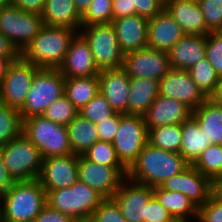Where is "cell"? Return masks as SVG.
Instances as JSON below:
<instances>
[{
    "mask_svg": "<svg viewBox=\"0 0 222 222\" xmlns=\"http://www.w3.org/2000/svg\"><path fill=\"white\" fill-rule=\"evenodd\" d=\"M189 165L180 153L156 148L147 143L128 169L127 178L153 188L179 174Z\"/></svg>",
    "mask_w": 222,
    "mask_h": 222,
    "instance_id": "cell-1",
    "label": "cell"
},
{
    "mask_svg": "<svg viewBox=\"0 0 222 222\" xmlns=\"http://www.w3.org/2000/svg\"><path fill=\"white\" fill-rule=\"evenodd\" d=\"M46 205L39 179L15 182L0 197L1 222H33Z\"/></svg>",
    "mask_w": 222,
    "mask_h": 222,
    "instance_id": "cell-2",
    "label": "cell"
},
{
    "mask_svg": "<svg viewBox=\"0 0 222 222\" xmlns=\"http://www.w3.org/2000/svg\"><path fill=\"white\" fill-rule=\"evenodd\" d=\"M77 33L68 27L44 25L20 56L37 68L58 69Z\"/></svg>",
    "mask_w": 222,
    "mask_h": 222,
    "instance_id": "cell-3",
    "label": "cell"
},
{
    "mask_svg": "<svg viewBox=\"0 0 222 222\" xmlns=\"http://www.w3.org/2000/svg\"><path fill=\"white\" fill-rule=\"evenodd\" d=\"M104 198L79 180L71 187L46 193V204L70 216L76 222H89L94 210Z\"/></svg>",
    "mask_w": 222,
    "mask_h": 222,
    "instance_id": "cell-4",
    "label": "cell"
},
{
    "mask_svg": "<svg viewBox=\"0 0 222 222\" xmlns=\"http://www.w3.org/2000/svg\"><path fill=\"white\" fill-rule=\"evenodd\" d=\"M22 132L37 147L43 159L73 154L66 126L43 115L24 119Z\"/></svg>",
    "mask_w": 222,
    "mask_h": 222,
    "instance_id": "cell-5",
    "label": "cell"
},
{
    "mask_svg": "<svg viewBox=\"0 0 222 222\" xmlns=\"http://www.w3.org/2000/svg\"><path fill=\"white\" fill-rule=\"evenodd\" d=\"M65 77L59 69L39 68L33 77L26 101L19 109L22 121L42 115L46 108L64 95Z\"/></svg>",
    "mask_w": 222,
    "mask_h": 222,
    "instance_id": "cell-6",
    "label": "cell"
},
{
    "mask_svg": "<svg viewBox=\"0 0 222 222\" xmlns=\"http://www.w3.org/2000/svg\"><path fill=\"white\" fill-rule=\"evenodd\" d=\"M2 151L5 167L15 182L39 178L43 157L23 132L3 145Z\"/></svg>",
    "mask_w": 222,
    "mask_h": 222,
    "instance_id": "cell-7",
    "label": "cell"
},
{
    "mask_svg": "<svg viewBox=\"0 0 222 222\" xmlns=\"http://www.w3.org/2000/svg\"><path fill=\"white\" fill-rule=\"evenodd\" d=\"M79 33L88 42L99 71L122 67L124 53L112 23L81 26Z\"/></svg>",
    "mask_w": 222,
    "mask_h": 222,
    "instance_id": "cell-8",
    "label": "cell"
},
{
    "mask_svg": "<svg viewBox=\"0 0 222 222\" xmlns=\"http://www.w3.org/2000/svg\"><path fill=\"white\" fill-rule=\"evenodd\" d=\"M41 15L8 5L0 9V33L21 53L43 28Z\"/></svg>",
    "mask_w": 222,
    "mask_h": 222,
    "instance_id": "cell-9",
    "label": "cell"
},
{
    "mask_svg": "<svg viewBox=\"0 0 222 222\" xmlns=\"http://www.w3.org/2000/svg\"><path fill=\"white\" fill-rule=\"evenodd\" d=\"M148 143L144 117L121 114L119 129L112 142L121 163L129 169Z\"/></svg>",
    "mask_w": 222,
    "mask_h": 222,
    "instance_id": "cell-10",
    "label": "cell"
},
{
    "mask_svg": "<svg viewBox=\"0 0 222 222\" xmlns=\"http://www.w3.org/2000/svg\"><path fill=\"white\" fill-rule=\"evenodd\" d=\"M38 69L21 56L11 61L0 82V101L8 107L19 110L26 101L34 74Z\"/></svg>",
    "mask_w": 222,
    "mask_h": 222,
    "instance_id": "cell-11",
    "label": "cell"
},
{
    "mask_svg": "<svg viewBox=\"0 0 222 222\" xmlns=\"http://www.w3.org/2000/svg\"><path fill=\"white\" fill-rule=\"evenodd\" d=\"M126 167H112L87 160L83 155L78 157L79 181L90 186L103 198H111L127 178Z\"/></svg>",
    "mask_w": 222,
    "mask_h": 222,
    "instance_id": "cell-12",
    "label": "cell"
},
{
    "mask_svg": "<svg viewBox=\"0 0 222 222\" xmlns=\"http://www.w3.org/2000/svg\"><path fill=\"white\" fill-rule=\"evenodd\" d=\"M122 68L130 78L159 81L171 67L168 52L145 47L124 54Z\"/></svg>",
    "mask_w": 222,
    "mask_h": 222,
    "instance_id": "cell-13",
    "label": "cell"
},
{
    "mask_svg": "<svg viewBox=\"0 0 222 222\" xmlns=\"http://www.w3.org/2000/svg\"><path fill=\"white\" fill-rule=\"evenodd\" d=\"M159 187L163 190L183 193L198 208L215 192V184L192 165L168 178Z\"/></svg>",
    "mask_w": 222,
    "mask_h": 222,
    "instance_id": "cell-14",
    "label": "cell"
},
{
    "mask_svg": "<svg viewBox=\"0 0 222 222\" xmlns=\"http://www.w3.org/2000/svg\"><path fill=\"white\" fill-rule=\"evenodd\" d=\"M159 95L185 103L197 109L207 97L192 80L188 70L170 68L159 80Z\"/></svg>",
    "mask_w": 222,
    "mask_h": 222,
    "instance_id": "cell-15",
    "label": "cell"
},
{
    "mask_svg": "<svg viewBox=\"0 0 222 222\" xmlns=\"http://www.w3.org/2000/svg\"><path fill=\"white\" fill-rule=\"evenodd\" d=\"M153 188L126 178L111 197L127 222H144Z\"/></svg>",
    "mask_w": 222,
    "mask_h": 222,
    "instance_id": "cell-16",
    "label": "cell"
},
{
    "mask_svg": "<svg viewBox=\"0 0 222 222\" xmlns=\"http://www.w3.org/2000/svg\"><path fill=\"white\" fill-rule=\"evenodd\" d=\"M78 157L77 154H69L43 159L38 179L46 193L51 190L71 187L79 180Z\"/></svg>",
    "mask_w": 222,
    "mask_h": 222,
    "instance_id": "cell-17",
    "label": "cell"
},
{
    "mask_svg": "<svg viewBox=\"0 0 222 222\" xmlns=\"http://www.w3.org/2000/svg\"><path fill=\"white\" fill-rule=\"evenodd\" d=\"M58 69L65 78L98 76L100 71L90 46L80 33L71 40L65 59Z\"/></svg>",
    "mask_w": 222,
    "mask_h": 222,
    "instance_id": "cell-18",
    "label": "cell"
},
{
    "mask_svg": "<svg viewBox=\"0 0 222 222\" xmlns=\"http://www.w3.org/2000/svg\"><path fill=\"white\" fill-rule=\"evenodd\" d=\"M99 92L105 96L116 113L127 115L130 77L120 68L101 70L98 74Z\"/></svg>",
    "mask_w": 222,
    "mask_h": 222,
    "instance_id": "cell-19",
    "label": "cell"
},
{
    "mask_svg": "<svg viewBox=\"0 0 222 222\" xmlns=\"http://www.w3.org/2000/svg\"><path fill=\"white\" fill-rule=\"evenodd\" d=\"M192 116L185 103L158 95L143 116L147 129L163 125L182 124Z\"/></svg>",
    "mask_w": 222,
    "mask_h": 222,
    "instance_id": "cell-20",
    "label": "cell"
},
{
    "mask_svg": "<svg viewBox=\"0 0 222 222\" xmlns=\"http://www.w3.org/2000/svg\"><path fill=\"white\" fill-rule=\"evenodd\" d=\"M184 35L179 24L163 9L148 21L147 47L168 52Z\"/></svg>",
    "mask_w": 222,
    "mask_h": 222,
    "instance_id": "cell-21",
    "label": "cell"
},
{
    "mask_svg": "<svg viewBox=\"0 0 222 222\" xmlns=\"http://www.w3.org/2000/svg\"><path fill=\"white\" fill-rule=\"evenodd\" d=\"M148 21V18L137 14L112 21L120 50L124 54L147 47Z\"/></svg>",
    "mask_w": 222,
    "mask_h": 222,
    "instance_id": "cell-22",
    "label": "cell"
},
{
    "mask_svg": "<svg viewBox=\"0 0 222 222\" xmlns=\"http://www.w3.org/2000/svg\"><path fill=\"white\" fill-rule=\"evenodd\" d=\"M164 9L179 24L185 35L207 36L210 33L198 3L171 0Z\"/></svg>",
    "mask_w": 222,
    "mask_h": 222,
    "instance_id": "cell-23",
    "label": "cell"
},
{
    "mask_svg": "<svg viewBox=\"0 0 222 222\" xmlns=\"http://www.w3.org/2000/svg\"><path fill=\"white\" fill-rule=\"evenodd\" d=\"M168 55L171 68L188 70L206 57V36L184 35Z\"/></svg>",
    "mask_w": 222,
    "mask_h": 222,
    "instance_id": "cell-24",
    "label": "cell"
},
{
    "mask_svg": "<svg viewBox=\"0 0 222 222\" xmlns=\"http://www.w3.org/2000/svg\"><path fill=\"white\" fill-rule=\"evenodd\" d=\"M41 17L45 26L68 27L78 33L81 28L82 15L74 0H46Z\"/></svg>",
    "mask_w": 222,
    "mask_h": 222,
    "instance_id": "cell-25",
    "label": "cell"
},
{
    "mask_svg": "<svg viewBox=\"0 0 222 222\" xmlns=\"http://www.w3.org/2000/svg\"><path fill=\"white\" fill-rule=\"evenodd\" d=\"M159 95V81L149 78H130L127 115L144 116Z\"/></svg>",
    "mask_w": 222,
    "mask_h": 222,
    "instance_id": "cell-26",
    "label": "cell"
},
{
    "mask_svg": "<svg viewBox=\"0 0 222 222\" xmlns=\"http://www.w3.org/2000/svg\"><path fill=\"white\" fill-rule=\"evenodd\" d=\"M192 117L204 130L211 144L222 145V105L207 98L197 109L192 110Z\"/></svg>",
    "mask_w": 222,
    "mask_h": 222,
    "instance_id": "cell-27",
    "label": "cell"
},
{
    "mask_svg": "<svg viewBox=\"0 0 222 222\" xmlns=\"http://www.w3.org/2000/svg\"><path fill=\"white\" fill-rule=\"evenodd\" d=\"M181 131L182 140L179 153L192 165L199 155L211 145V142L192 116L181 124Z\"/></svg>",
    "mask_w": 222,
    "mask_h": 222,
    "instance_id": "cell-28",
    "label": "cell"
},
{
    "mask_svg": "<svg viewBox=\"0 0 222 222\" xmlns=\"http://www.w3.org/2000/svg\"><path fill=\"white\" fill-rule=\"evenodd\" d=\"M153 196L167 209L174 219L197 221L198 207L183 193L153 187Z\"/></svg>",
    "mask_w": 222,
    "mask_h": 222,
    "instance_id": "cell-29",
    "label": "cell"
},
{
    "mask_svg": "<svg viewBox=\"0 0 222 222\" xmlns=\"http://www.w3.org/2000/svg\"><path fill=\"white\" fill-rule=\"evenodd\" d=\"M73 154L82 155L99 140L96 124L78 114L67 126Z\"/></svg>",
    "mask_w": 222,
    "mask_h": 222,
    "instance_id": "cell-30",
    "label": "cell"
},
{
    "mask_svg": "<svg viewBox=\"0 0 222 222\" xmlns=\"http://www.w3.org/2000/svg\"><path fill=\"white\" fill-rule=\"evenodd\" d=\"M99 92L97 76L65 78L64 95L80 110Z\"/></svg>",
    "mask_w": 222,
    "mask_h": 222,
    "instance_id": "cell-31",
    "label": "cell"
},
{
    "mask_svg": "<svg viewBox=\"0 0 222 222\" xmlns=\"http://www.w3.org/2000/svg\"><path fill=\"white\" fill-rule=\"evenodd\" d=\"M214 184L222 180V145L211 144L192 164Z\"/></svg>",
    "mask_w": 222,
    "mask_h": 222,
    "instance_id": "cell-32",
    "label": "cell"
},
{
    "mask_svg": "<svg viewBox=\"0 0 222 222\" xmlns=\"http://www.w3.org/2000/svg\"><path fill=\"white\" fill-rule=\"evenodd\" d=\"M181 140V124L163 125L148 129V143L156 148L179 153Z\"/></svg>",
    "mask_w": 222,
    "mask_h": 222,
    "instance_id": "cell-33",
    "label": "cell"
},
{
    "mask_svg": "<svg viewBox=\"0 0 222 222\" xmlns=\"http://www.w3.org/2000/svg\"><path fill=\"white\" fill-rule=\"evenodd\" d=\"M188 72L202 93L207 98H210L215 92L219 76L207 58L205 57L196 62L188 69Z\"/></svg>",
    "mask_w": 222,
    "mask_h": 222,
    "instance_id": "cell-34",
    "label": "cell"
},
{
    "mask_svg": "<svg viewBox=\"0 0 222 222\" xmlns=\"http://www.w3.org/2000/svg\"><path fill=\"white\" fill-rule=\"evenodd\" d=\"M23 121L18 109L0 101V145L3 146L22 133Z\"/></svg>",
    "mask_w": 222,
    "mask_h": 222,
    "instance_id": "cell-35",
    "label": "cell"
},
{
    "mask_svg": "<svg viewBox=\"0 0 222 222\" xmlns=\"http://www.w3.org/2000/svg\"><path fill=\"white\" fill-rule=\"evenodd\" d=\"M91 162L112 166L125 167L119 160L115 148L111 142L97 141L82 154Z\"/></svg>",
    "mask_w": 222,
    "mask_h": 222,
    "instance_id": "cell-36",
    "label": "cell"
},
{
    "mask_svg": "<svg viewBox=\"0 0 222 222\" xmlns=\"http://www.w3.org/2000/svg\"><path fill=\"white\" fill-rule=\"evenodd\" d=\"M78 114L79 110L63 95L50 104L42 115L52 122L67 126Z\"/></svg>",
    "mask_w": 222,
    "mask_h": 222,
    "instance_id": "cell-37",
    "label": "cell"
},
{
    "mask_svg": "<svg viewBox=\"0 0 222 222\" xmlns=\"http://www.w3.org/2000/svg\"><path fill=\"white\" fill-rule=\"evenodd\" d=\"M116 112L110 106L108 100L98 92L83 108L79 114L94 124H98L105 119L110 118Z\"/></svg>",
    "mask_w": 222,
    "mask_h": 222,
    "instance_id": "cell-38",
    "label": "cell"
},
{
    "mask_svg": "<svg viewBox=\"0 0 222 222\" xmlns=\"http://www.w3.org/2000/svg\"><path fill=\"white\" fill-rule=\"evenodd\" d=\"M112 0H92L82 15L81 26L112 23Z\"/></svg>",
    "mask_w": 222,
    "mask_h": 222,
    "instance_id": "cell-39",
    "label": "cell"
},
{
    "mask_svg": "<svg viewBox=\"0 0 222 222\" xmlns=\"http://www.w3.org/2000/svg\"><path fill=\"white\" fill-rule=\"evenodd\" d=\"M207 29L222 31V0H201L198 3Z\"/></svg>",
    "mask_w": 222,
    "mask_h": 222,
    "instance_id": "cell-40",
    "label": "cell"
},
{
    "mask_svg": "<svg viewBox=\"0 0 222 222\" xmlns=\"http://www.w3.org/2000/svg\"><path fill=\"white\" fill-rule=\"evenodd\" d=\"M206 58L217 75L222 76V31H211L206 36Z\"/></svg>",
    "mask_w": 222,
    "mask_h": 222,
    "instance_id": "cell-41",
    "label": "cell"
},
{
    "mask_svg": "<svg viewBox=\"0 0 222 222\" xmlns=\"http://www.w3.org/2000/svg\"><path fill=\"white\" fill-rule=\"evenodd\" d=\"M89 222H127L112 198H104L94 210Z\"/></svg>",
    "mask_w": 222,
    "mask_h": 222,
    "instance_id": "cell-42",
    "label": "cell"
},
{
    "mask_svg": "<svg viewBox=\"0 0 222 222\" xmlns=\"http://www.w3.org/2000/svg\"><path fill=\"white\" fill-rule=\"evenodd\" d=\"M197 222H222V197L216 191L198 208Z\"/></svg>",
    "mask_w": 222,
    "mask_h": 222,
    "instance_id": "cell-43",
    "label": "cell"
},
{
    "mask_svg": "<svg viewBox=\"0 0 222 222\" xmlns=\"http://www.w3.org/2000/svg\"><path fill=\"white\" fill-rule=\"evenodd\" d=\"M121 113H115L108 119L96 124L98 130L99 141L113 142L119 129Z\"/></svg>",
    "mask_w": 222,
    "mask_h": 222,
    "instance_id": "cell-44",
    "label": "cell"
},
{
    "mask_svg": "<svg viewBox=\"0 0 222 222\" xmlns=\"http://www.w3.org/2000/svg\"><path fill=\"white\" fill-rule=\"evenodd\" d=\"M174 218L159 201L153 196L147 204L146 217L144 222H171Z\"/></svg>",
    "mask_w": 222,
    "mask_h": 222,
    "instance_id": "cell-45",
    "label": "cell"
},
{
    "mask_svg": "<svg viewBox=\"0 0 222 222\" xmlns=\"http://www.w3.org/2000/svg\"><path fill=\"white\" fill-rule=\"evenodd\" d=\"M136 14L144 18H153L160 13L164 6L157 0H132Z\"/></svg>",
    "mask_w": 222,
    "mask_h": 222,
    "instance_id": "cell-46",
    "label": "cell"
},
{
    "mask_svg": "<svg viewBox=\"0 0 222 222\" xmlns=\"http://www.w3.org/2000/svg\"><path fill=\"white\" fill-rule=\"evenodd\" d=\"M33 222H76L70 216L45 205Z\"/></svg>",
    "mask_w": 222,
    "mask_h": 222,
    "instance_id": "cell-47",
    "label": "cell"
},
{
    "mask_svg": "<svg viewBox=\"0 0 222 222\" xmlns=\"http://www.w3.org/2000/svg\"><path fill=\"white\" fill-rule=\"evenodd\" d=\"M135 14L136 10L132 0H112L113 20Z\"/></svg>",
    "mask_w": 222,
    "mask_h": 222,
    "instance_id": "cell-48",
    "label": "cell"
},
{
    "mask_svg": "<svg viewBox=\"0 0 222 222\" xmlns=\"http://www.w3.org/2000/svg\"><path fill=\"white\" fill-rule=\"evenodd\" d=\"M11 5L23 10L25 12H31L41 15L46 0H10Z\"/></svg>",
    "mask_w": 222,
    "mask_h": 222,
    "instance_id": "cell-49",
    "label": "cell"
},
{
    "mask_svg": "<svg viewBox=\"0 0 222 222\" xmlns=\"http://www.w3.org/2000/svg\"><path fill=\"white\" fill-rule=\"evenodd\" d=\"M15 183L9 174L3 160L2 146L0 145V197Z\"/></svg>",
    "mask_w": 222,
    "mask_h": 222,
    "instance_id": "cell-50",
    "label": "cell"
},
{
    "mask_svg": "<svg viewBox=\"0 0 222 222\" xmlns=\"http://www.w3.org/2000/svg\"><path fill=\"white\" fill-rule=\"evenodd\" d=\"M0 56L4 58H19L20 52L3 34L0 33Z\"/></svg>",
    "mask_w": 222,
    "mask_h": 222,
    "instance_id": "cell-51",
    "label": "cell"
},
{
    "mask_svg": "<svg viewBox=\"0 0 222 222\" xmlns=\"http://www.w3.org/2000/svg\"><path fill=\"white\" fill-rule=\"evenodd\" d=\"M210 99L213 102L222 105V76L219 77L215 92L210 96Z\"/></svg>",
    "mask_w": 222,
    "mask_h": 222,
    "instance_id": "cell-52",
    "label": "cell"
},
{
    "mask_svg": "<svg viewBox=\"0 0 222 222\" xmlns=\"http://www.w3.org/2000/svg\"><path fill=\"white\" fill-rule=\"evenodd\" d=\"M18 58H4L0 56V82L4 78L6 69L11 61L17 60Z\"/></svg>",
    "mask_w": 222,
    "mask_h": 222,
    "instance_id": "cell-53",
    "label": "cell"
},
{
    "mask_svg": "<svg viewBox=\"0 0 222 222\" xmlns=\"http://www.w3.org/2000/svg\"><path fill=\"white\" fill-rule=\"evenodd\" d=\"M91 2L92 0H74L75 7L81 15L86 12Z\"/></svg>",
    "mask_w": 222,
    "mask_h": 222,
    "instance_id": "cell-54",
    "label": "cell"
},
{
    "mask_svg": "<svg viewBox=\"0 0 222 222\" xmlns=\"http://www.w3.org/2000/svg\"><path fill=\"white\" fill-rule=\"evenodd\" d=\"M215 191L222 197V180L215 184Z\"/></svg>",
    "mask_w": 222,
    "mask_h": 222,
    "instance_id": "cell-55",
    "label": "cell"
},
{
    "mask_svg": "<svg viewBox=\"0 0 222 222\" xmlns=\"http://www.w3.org/2000/svg\"><path fill=\"white\" fill-rule=\"evenodd\" d=\"M11 4L10 0H0V9Z\"/></svg>",
    "mask_w": 222,
    "mask_h": 222,
    "instance_id": "cell-56",
    "label": "cell"
},
{
    "mask_svg": "<svg viewBox=\"0 0 222 222\" xmlns=\"http://www.w3.org/2000/svg\"><path fill=\"white\" fill-rule=\"evenodd\" d=\"M171 222H197V221H189V220H185V219H174Z\"/></svg>",
    "mask_w": 222,
    "mask_h": 222,
    "instance_id": "cell-57",
    "label": "cell"
},
{
    "mask_svg": "<svg viewBox=\"0 0 222 222\" xmlns=\"http://www.w3.org/2000/svg\"><path fill=\"white\" fill-rule=\"evenodd\" d=\"M157 1L165 7L171 0H157Z\"/></svg>",
    "mask_w": 222,
    "mask_h": 222,
    "instance_id": "cell-58",
    "label": "cell"
},
{
    "mask_svg": "<svg viewBox=\"0 0 222 222\" xmlns=\"http://www.w3.org/2000/svg\"><path fill=\"white\" fill-rule=\"evenodd\" d=\"M178 1H187V2L199 3L201 0H178Z\"/></svg>",
    "mask_w": 222,
    "mask_h": 222,
    "instance_id": "cell-59",
    "label": "cell"
}]
</instances>
